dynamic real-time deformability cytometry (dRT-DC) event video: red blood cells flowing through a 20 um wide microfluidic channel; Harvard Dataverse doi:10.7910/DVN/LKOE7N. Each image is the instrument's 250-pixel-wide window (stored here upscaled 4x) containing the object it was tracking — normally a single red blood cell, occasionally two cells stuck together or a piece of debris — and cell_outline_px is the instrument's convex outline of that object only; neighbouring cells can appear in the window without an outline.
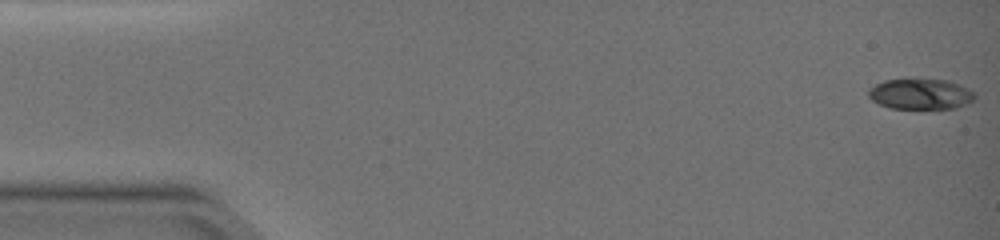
{"species": "common noctule bat (a hibernating species)", "species_latin": "Nyctalus noctula", "temperature_condition": "warm", "stored_images_in_passage": 51, "camera_frame_rate_fps": 3000, "um_per_image_px": 0.085, "animal": {"sex": "female", "body_mass_g": 19.0, "forearm_length_mm": 51.5}, "frame": {"image": 1, "passage_image": 1, "time_ms": 0.0, "image_size_px": [1000, 240], "cell_outline_px": [[976, 96], [972, 100], [956, 108], [892, 108], [880, 104], [872, 100], [868, 96], [868, 88], [884, 80], [948, 80], [960, 84], [968, 88]], "centroid_in_image_um": [78.23, 7.99], "position_along_channel_um": 6.8, "area_um2": 18.61}}
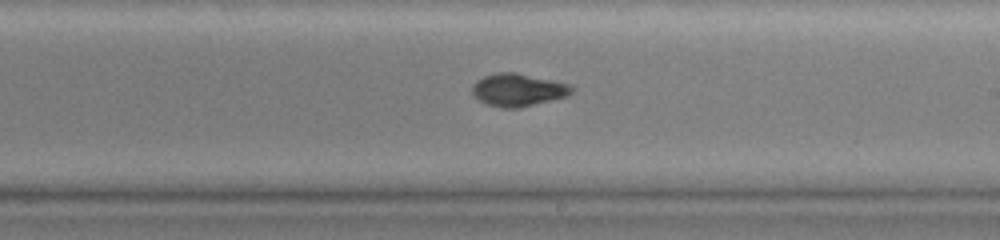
{"frame": {"image": 2, "passage_image": 31, "time_ms": 10.0, "image_size_px": [1000, 240], "cell_outline_px": [[576, 88], [568, 96], [520, 108], [504, 108], [488, 104], [472, 96], [472, 84], [476, 80], [484, 76], [496, 72], [516, 72], [556, 80], [572, 84]], "centroid_in_image_um": [44.07, 7.62], "position_along_channel_um": 244.9, "area_um2": 19.36}}
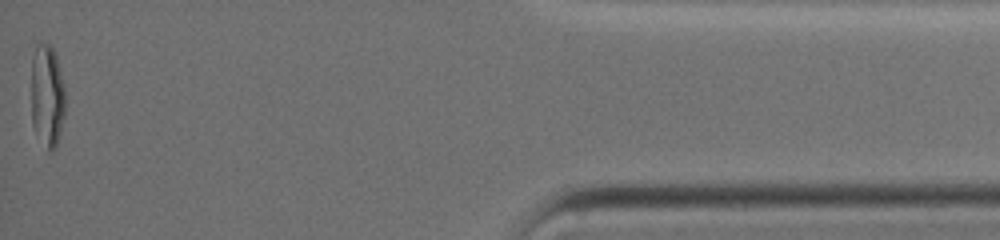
{"frame": {"image": 3, "passage_image": 51, "time_ms": 16.667, "image_size_px": [1000, 240], "cell_outline_px": [[64, 116], [56, 148], [52, 152], [48, 152], [32, 124], [32, 60], [36, 44], [48, 44], [52, 48], [56, 56], [64, 84]], "centroid_in_image_um": [4.01, 8.17], "position_along_channel_um": 431.2, "area_um2": 20.11}, "authors_computed_cell_mechanics": {"area_um2": 19.0162, "velocity_mm_per_s": 3.8255, "shape_relaxation_time_tau1_ms": 4.6617, "shape_relaxation_time_tau2_ms": 0.6999, "deformation_change_tau1": 0.2295, "deformation_change_tau2": 0.0403}}